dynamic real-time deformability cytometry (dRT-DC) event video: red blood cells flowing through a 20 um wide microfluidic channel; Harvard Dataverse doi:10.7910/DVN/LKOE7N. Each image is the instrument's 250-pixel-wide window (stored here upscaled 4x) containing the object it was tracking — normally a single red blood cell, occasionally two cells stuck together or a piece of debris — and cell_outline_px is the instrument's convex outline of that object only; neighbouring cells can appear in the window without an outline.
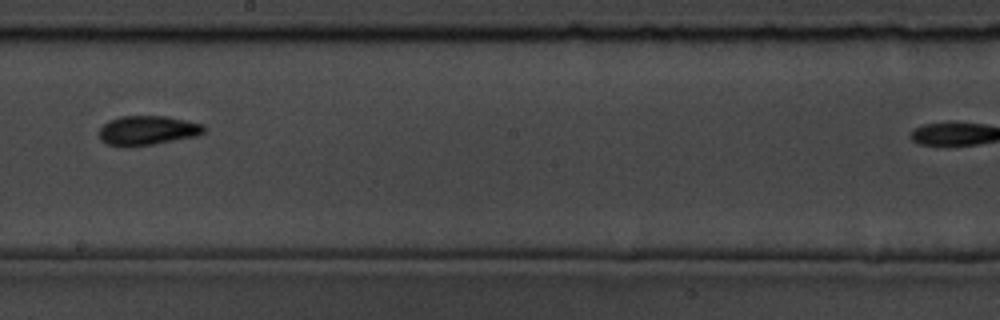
{"species": "common noctule bat (a hibernating species)", "species_latin": "Nyctalus noctula", "temperature_condition": "room temperature", "stored_images_in_passage": 9, "camera_frame_rate_fps": 3000, "um_per_image_px": 0.085, "animal": {"sex": "male", "body_mass_g": 19.5, "forearm_length_mm": 54.6}, "frame": {"image": 1, "passage_image": 7, "time_ms": 6.667, "image_size_px": [1000, 320], "cell_outline_px": [[208, 128], [204, 132], [196, 136], [152, 144], [124, 148], [120, 148], [108, 144], [100, 140], [100, 128], [108, 120], [120, 116], [168, 116], [204, 124]], "centroid_in_image_um": [12.53, 11.09], "position_along_channel_um": 235.7, "area_um2": 18.21}}